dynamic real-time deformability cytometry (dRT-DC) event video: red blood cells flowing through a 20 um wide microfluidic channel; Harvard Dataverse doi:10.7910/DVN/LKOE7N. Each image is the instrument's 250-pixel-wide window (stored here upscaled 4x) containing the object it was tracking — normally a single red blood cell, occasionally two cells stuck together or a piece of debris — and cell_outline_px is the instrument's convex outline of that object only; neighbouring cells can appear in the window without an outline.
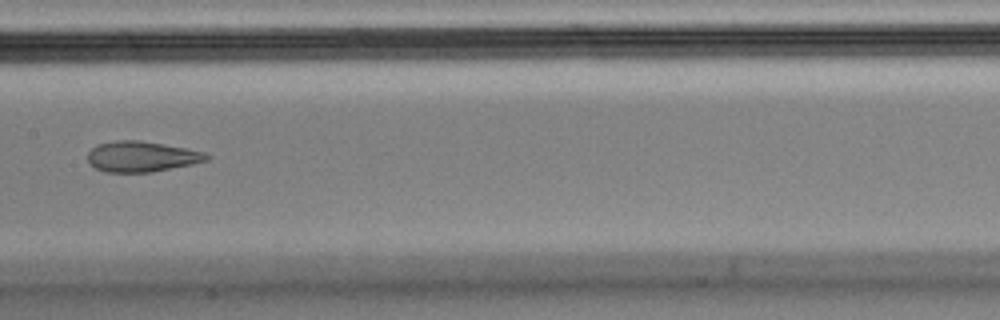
{"species": "Egyptian fruit bat (a non-hibernating species)", "species_latin": "Rousettus aegyptiacus", "temperature_condition": "cold", "stored_images_in_passage": 8, "camera_frame_rate_fps": 3000, "um_per_image_px": 0.085, "animal": {"sex": "male"}, "frame": {"image": 1, "passage_image": 6, "time_ms": 1.667, "image_size_px": [1000, 320], "cell_outline_px": [[212, 156], [208, 160], [192, 164], [152, 172], [104, 172], [88, 164], [88, 152], [96, 144], [116, 140], [140, 140], [184, 148], [204, 152]], "centroid_in_image_um": [12.01, 13.31], "position_along_channel_um": 195.4, "area_um2": 21.21}}
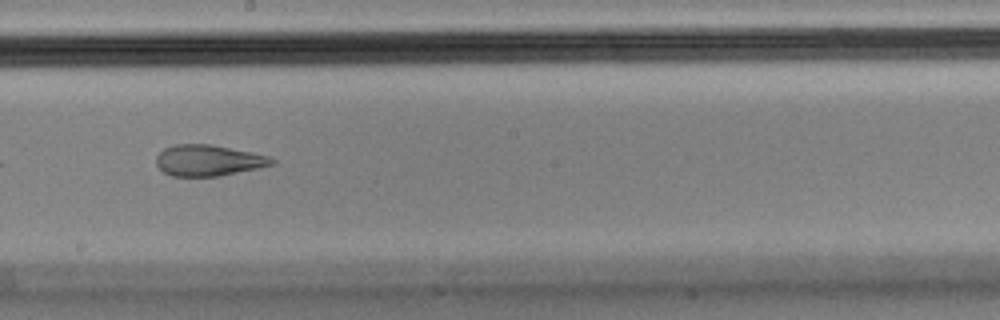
{"frame": {"image": 2, "passage_image": 7, "time_ms": 2.0, "image_size_px": [1000, 320], "cell_outline_px": [[276, 164], [260, 168], [220, 176], [172, 176], [164, 172], [156, 164], [156, 156], [164, 148], [176, 144], [212, 144], [252, 152], [268, 156], [276, 160]], "centroid_in_image_um": [17.74, 13.63], "position_along_channel_um": 230.5, "area_um2": 21.1}}